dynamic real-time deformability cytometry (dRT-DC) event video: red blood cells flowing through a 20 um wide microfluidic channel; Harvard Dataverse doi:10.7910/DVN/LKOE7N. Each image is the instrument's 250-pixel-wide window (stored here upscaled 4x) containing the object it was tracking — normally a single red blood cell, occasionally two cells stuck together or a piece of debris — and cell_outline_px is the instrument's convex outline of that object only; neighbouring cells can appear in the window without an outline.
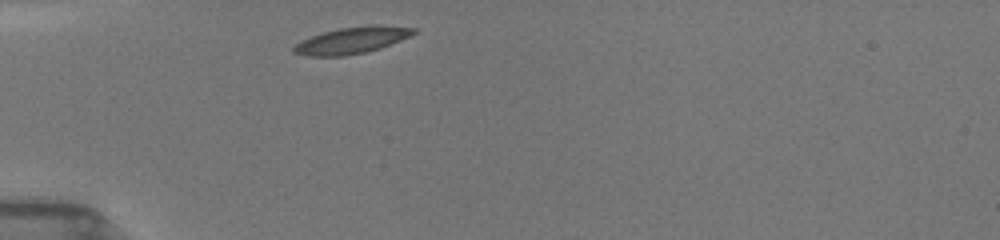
{"species": "common noctule bat (a hibernating species)", "species_latin": "Nyctalus noctula", "temperature_condition": "room temperature", "stored_images_in_passage": 32, "camera_frame_rate_fps": 3000, "um_per_image_px": 0.085, "animal": {"sex": "female", "body_mass_g": 19.5, "forearm_length_mm": 54.1}, "frame": {"image": 1, "passage_image": 1, "time_ms": 0.0, "image_size_px": [1000, 240], "cell_outline_px": [[416, 32], [400, 40], [380, 48], [364, 52], [344, 56], [308, 56], [292, 52], [292, 48], [300, 40], [324, 32], [340, 28], [376, 24], [380, 24], [416, 28]], "centroid_in_image_um": [29.89, 3.42], "position_along_channel_um": 55.1, "area_um2": 18.44}}
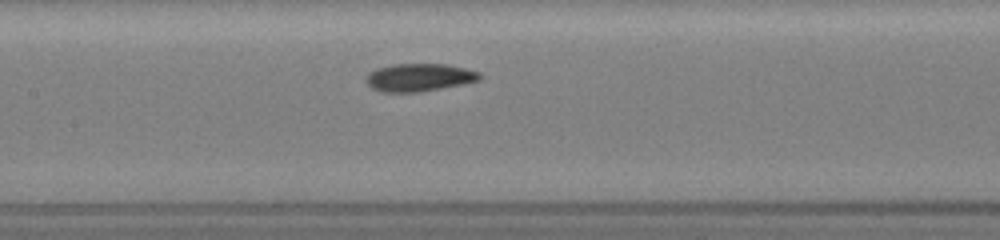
{"frame": {"image": 2, "passage_image": 11, "time_ms": 3.333, "image_size_px": [1000, 240], "cell_outline_px": [[484, 76], [480, 80], [464, 84], [420, 92], [380, 92], [372, 88], [364, 80], [364, 76], [368, 72], [376, 68], [392, 64], [448, 64], [480, 72]], "centroid_in_image_um": [35.62, 6.58], "position_along_channel_um": 171.8, "area_um2": 18.79}}
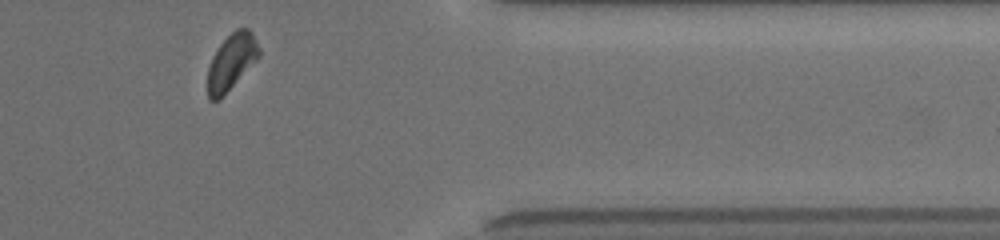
{"frame": {"image": 3, "passage_image": 29, "time_ms": 9.333, "image_size_px": [1000, 240], "cell_outline_px": [[260, 56], [220, 100], [208, 100], [208, 68], [212, 56], [220, 44], [236, 28], [248, 28], [252, 32], [260, 48]], "centroid_in_image_um": [19.68, 5.26], "position_along_channel_um": 391.7, "area_um2": 16.76}, "authors_computed_cell_mechanics": {"area_um2": 17.8602, "velocity_mm_per_s": 3.9269, "shape_relaxation_time_tau1_ms": 2.7756, "shape_relaxation_time_tau2_ms": null, "deformation_change_tau1": 0.1136, "deformation_change_tau2": null}}